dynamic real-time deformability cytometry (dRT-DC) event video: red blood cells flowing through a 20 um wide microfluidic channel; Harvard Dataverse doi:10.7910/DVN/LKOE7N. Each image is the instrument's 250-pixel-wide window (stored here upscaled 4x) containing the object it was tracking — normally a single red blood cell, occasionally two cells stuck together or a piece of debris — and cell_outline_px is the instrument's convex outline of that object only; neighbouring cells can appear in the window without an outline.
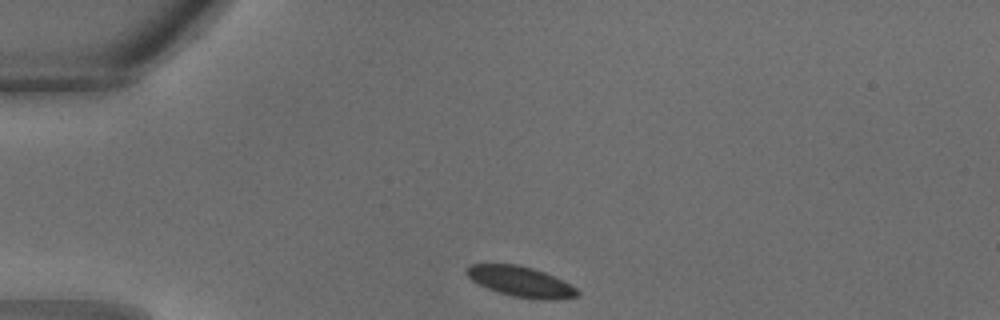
{"species": "common noctule bat (a hibernating species)", "species_latin": "Nyctalus noctula", "temperature_condition": "warm", "stored_images_in_passage": 26, "camera_frame_rate_fps": 3000, "um_per_image_px": 0.085, "animal": {"sex": "male", "body_mass_g": 18.8}, "frame": {"image": 1, "passage_image": 1, "time_ms": 0.0, "image_size_px": [1000, 320], "cell_outline_px": [[580, 292], [576, 296], [556, 300], [544, 300], [512, 296], [488, 288], [472, 280], [464, 272], [472, 264], [520, 264], [544, 272], [564, 280], [576, 288]], "centroid_in_image_um": [44.3, 23.93], "position_along_channel_um": 40.7, "area_um2": 19.48}}
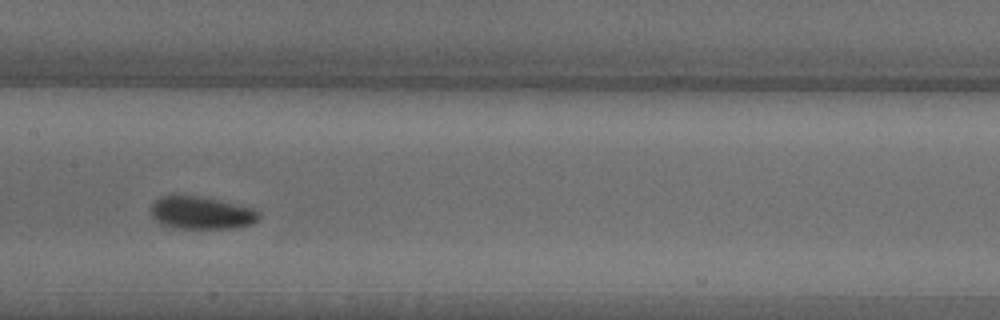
{"frame": {"image": 2, "passage_image": 10, "time_ms": 3.0, "image_size_px": [1000, 320], "cell_outline_px": [[260, 216], [252, 224], [232, 228], [172, 228], [160, 224], [152, 216], [152, 204], [160, 196], [180, 192], [220, 200], [252, 208], [260, 212]], "centroid_in_image_um": [17.06, 18.05], "position_along_channel_um": 190.3, "area_um2": 20.98}}
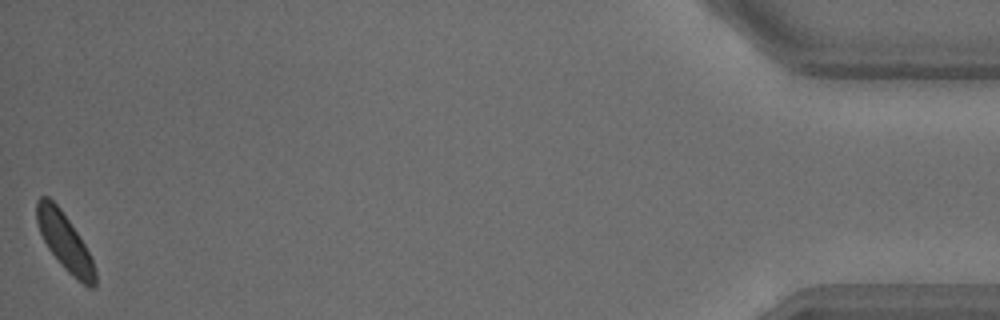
{"frame": {"image": 3, "passage_image": 26, "time_ms": 8.333, "image_size_px": [1000, 320], "cell_outline_px": [[96, 284], [92, 288], [88, 288], [72, 276], [60, 264], [48, 248], [40, 232], [36, 220], [36, 200], [40, 196], [48, 196], [60, 208], [84, 244], [92, 260], [96, 272]], "centroid_in_image_um": [5.49, 20.56], "position_along_channel_um": 429.7, "area_um2": 19.19}}